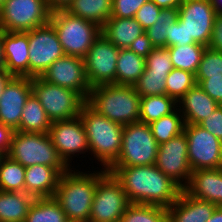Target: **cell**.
Segmentation results:
<instances>
[{
    "instance_id": "4fadbf2b",
    "label": "cell",
    "mask_w": 222,
    "mask_h": 222,
    "mask_svg": "<svg viewBox=\"0 0 222 222\" xmlns=\"http://www.w3.org/2000/svg\"><path fill=\"white\" fill-rule=\"evenodd\" d=\"M29 77L41 76L64 51L55 28L50 24L28 31Z\"/></svg>"
},
{
    "instance_id": "816d5d0a",
    "label": "cell",
    "mask_w": 222,
    "mask_h": 222,
    "mask_svg": "<svg viewBox=\"0 0 222 222\" xmlns=\"http://www.w3.org/2000/svg\"><path fill=\"white\" fill-rule=\"evenodd\" d=\"M3 40H4V30L0 28V70L5 69Z\"/></svg>"
},
{
    "instance_id": "2e32d148",
    "label": "cell",
    "mask_w": 222,
    "mask_h": 222,
    "mask_svg": "<svg viewBox=\"0 0 222 222\" xmlns=\"http://www.w3.org/2000/svg\"><path fill=\"white\" fill-rule=\"evenodd\" d=\"M154 165L182 189L188 185L193 171L188 161L187 136L184 132L159 145Z\"/></svg>"
},
{
    "instance_id": "c3c4849f",
    "label": "cell",
    "mask_w": 222,
    "mask_h": 222,
    "mask_svg": "<svg viewBox=\"0 0 222 222\" xmlns=\"http://www.w3.org/2000/svg\"><path fill=\"white\" fill-rule=\"evenodd\" d=\"M72 0H46V4L51 11L66 9Z\"/></svg>"
},
{
    "instance_id": "ba28073f",
    "label": "cell",
    "mask_w": 222,
    "mask_h": 222,
    "mask_svg": "<svg viewBox=\"0 0 222 222\" xmlns=\"http://www.w3.org/2000/svg\"><path fill=\"white\" fill-rule=\"evenodd\" d=\"M158 148L149 124L137 122L124 125L121 151L112 166L155 164Z\"/></svg>"
},
{
    "instance_id": "5b68a950",
    "label": "cell",
    "mask_w": 222,
    "mask_h": 222,
    "mask_svg": "<svg viewBox=\"0 0 222 222\" xmlns=\"http://www.w3.org/2000/svg\"><path fill=\"white\" fill-rule=\"evenodd\" d=\"M7 156L25 168L42 164L55 168L60 174L70 169L60 158L48 133L15 131Z\"/></svg>"
},
{
    "instance_id": "603a6c76",
    "label": "cell",
    "mask_w": 222,
    "mask_h": 222,
    "mask_svg": "<svg viewBox=\"0 0 222 222\" xmlns=\"http://www.w3.org/2000/svg\"><path fill=\"white\" fill-rule=\"evenodd\" d=\"M61 174L53 167L35 164L25 168L24 192L34 198L53 197Z\"/></svg>"
},
{
    "instance_id": "cb8c5ba5",
    "label": "cell",
    "mask_w": 222,
    "mask_h": 222,
    "mask_svg": "<svg viewBox=\"0 0 222 222\" xmlns=\"http://www.w3.org/2000/svg\"><path fill=\"white\" fill-rule=\"evenodd\" d=\"M145 30L135 18H110L101 27L103 34L118 49H128Z\"/></svg>"
},
{
    "instance_id": "1f68e13d",
    "label": "cell",
    "mask_w": 222,
    "mask_h": 222,
    "mask_svg": "<svg viewBox=\"0 0 222 222\" xmlns=\"http://www.w3.org/2000/svg\"><path fill=\"white\" fill-rule=\"evenodd\" d=\"M184 124L183 116L176 108L169 115L151 122L149 126L157 144L160 145L180 135L183 132Z\"/></svg>"
},
{
    "instance_id": "7bdbcfd3",
    "label": "cell",
    "mask_w": 222,
    "mask_h": 222,
    "mask_svg": "<svg viewBox=\"0 0 222 222\" xmlns=\"http://www.w3.org/2000/svg\"><path fill=\"white\" fill-rule=\"evenodd\" d=\"M198 125L210 132L213 136L222 141V105Z\"/></svg>"
},
{
    "instance_id": "3957f363",
    "label": "cell",
    "mask_w": 222,
    "mask_h": 222,
    "mask_svg": "<svg viewBox=\"0 0 222 222\" xmlns=\"http://www.w3.org/2000/svg\"><path fill=\"white\" fill-rule=\"evenodd\" d=\"M79 116L85 128L90 155L108 170L119 157L124 126L104 117L87 102Z\"/></svg>"
},
{
    "instance_id": "30bf717a",
    "label": "cell",
    "mask_w": 222,
    "mask_h": 222,
    "mask_svg": "<svg viewBox=\"0 0 222 222\" xmlns=\"http://www.w3.org/2000/svg\"><path fill=\"white\" fill-rule=\"evenodd\" d=\"M122 185L107 172L98 182L89 220L92 222H121L129 205Z\"/></svg>"
},
{
    "instance_id": "9a60e30c",
    "label": "cell",
    "mask_w": 222,
    "mask_h": 222,
    "mask_svg": "<svg viewBox=\"0 0 222 222\" xmlns=\"http://www.w3.org/2000/svg\"><path fill=\"white\" fill-rule=\"evenodd\" d=\"M60 158L69 168L79 154H90L85 128L80 116L68 120L53 121L48 132ZM75 156V157H74Z\"/></svg>"
},
{
    "instance_id": "6da1fadb",
    "label": "cell",
    "mask_w": 222,
    "mask_h": 222,
    "mask_svg": "<svg viewBox=\"0 0 222 222\" xmlns=\"http://www.w3.org/2000/svg\"><path fill=\"white\" fill-rule=\"evenodd\" d=\"M111 173L122 185L129 203L170 207L182 188L154 164L141 166H111Z\"/></svg>"
},
{
    "instance_id": "f907efd6",
    "label": "cell",
    "mask_w": 222,
    "mask_h": 222,
    "mask_svg": "<svg viewBox=\"0 0 222 222\" xmlns=\"http://www.w3.org/2000/svg\"><path fill=\"white\" fill-rule=\"evenodd\" d=\"M13 77L14 76L11 73L7 72L6 69H1L0 70V97L3 94L5 86L9 83V81Z\"/></svg>"
},
{
    "instance_id": "b9f144b4",
    "label": "cell",
    "mask_w": 222,
    "mask_h": 222,
    "mask_svg": "<svg viewBox=\"0 0 222 222\" xmlns=\"http://www.w3.org/2000/svg\"><path fill=\"white\" fill-rule=\"evenodd\" d=\"M196 83L209 97L222 105V77L196 79Z\"/></svg>"
},
{
    "instance_id": "4dcf8cb0",
    "label": "cell",
    "mask_w": 222,
    "mask_h": 222,
    "mask_svg": "<svg viewBox=\"0 0 222 222\" xmlns=\"http://www.w3.org/2000/svg\"><path fill=\"white\" fill-rule=\"evenodd\" d=\"M25 222H68V220L54 197H48L35 198Z\"/></svg>"
},
{
    "instance_id": "52a82bcc",
    "label": "cell",
    "mask_w": 222,
    "mask_h": 222,
    "mask_svg": "<svg viewBox=\"0 0 222 222\" xmlns=\"http://www.w3.org/2000/svg\"><path fill=\"white\" fill-rule=\"evenodd\" d=\"M32 93L52 122L78 117L87 102L78 92L51 84L40 76L32 77Z\"/></svg>"
},
{
    "instance_id": "4316f807",
    "label": "cell",
    "mask_w": 222,
    "mask_h": 222,
    "mask_svg": "<svg viewBox=\"0 0 222 222\" xmlns=\"http://www.w3.org/2000/svg\"><path fill=\"white\" fill-rule=\"evenodd\" d=\"M65 10L102 27L112 16V0H72Z\"/></svg>"
},
{
    "instance_id": "277c9868",
    "label": "cell",
    "mask_w": 222,
    "mask_h": 222,
    "mask_svg": "<svg viewBox=\"0 0 222 222\" xmlns=\"http://www.w3.org/2000/svg\"><path fill=\"white\" fill-rule=\"evenodd\" d=\"M87 103L104 117L123 126L139 122L140 96L134 86H96L90 90Z\"/></svg>"
},
{
    "instance_id": "484cf974",
    "label": "cell",
    "mask_w": 222,
    "mask_h": 222,
    "mask_svg": "<svg viewBox=\"0 0 222 222\" xmlns=\"http://www.w3.org/2000/svg\"><path fill=\"white\" fill-rule=\"evenodd\" d=\"M51 125L52 121L40 101L31 93L23 107L19 132L48 133Z\"/></svg>"
},
{
    "instance_id": "7dc6e473",
    "label": "cell",
    "mask_w": 222,
    "mask_h": 222,
    "mask_svg": "<svg viewBox=\"0 0 222 222\" xmlns=\"http://www.w3.org/2000/svg\"><path fill=\"white\" fill-rule=\"evenodd\" d=\"M14 130L0 122V152L8 154Z\"/></svg>"
},
{
    "instance_id": "9f6ffc18",
    "label": "cell",
    "mask_w": 222,
    "mask_h": 222,
    "mask_svg": "<svg viewBox=\"0 0 222 222\" xmlns=\"http://www.w3.org/2000/svg\"><path fill=\"white\" fill-rule=\"evenodd\" d=\"M78 222H92V221H90V220H87V221H78Z\"/></svg>"
},
{
    "instance_id": "7402d4cb",
    "label": "cell",
    "mask_w": 222,
    "mask_h": 222,
    "mask_svg": "<svg viewBox=\"0 0 222 222\" xmlns=\"http://www.w3.org/2000/svg\"><path fill=\"white\" fill-rule=\"evenodd\" d=\"M219 104L207 95L197 84L177 102L185 124H199L212 114Z\"/></svg>"
},
{
    "instance_id": "60d3db41",
    "label": "cell",
    "mask_w": 222,
    "mask_h": 222,
    "mask_svg": "<svg viewBox=\"0 0 222 222\" xmlns=\"http://www.w3.org/2000/svg\"><path fill=\"white\" fill-rule=\"evenodd\" d=\"M161 10L152 0H148L136 12L134 18L146 30L156 23Z\"/></svg>"
},
{
    "instance_id": "f35d334b",
    "label": "cell",
    "mask_w": 222,
    "mask_h": 222,
    "mask_svg": "<svg viewBox=\"0 0 222 222\" xmlns=\"http://www.w3.org/2000/svg\"><path fill=\"white\" fill-rule=\"evenodd\" d=\"M145 73L169 74L173 70L167 47L154 48L145 58Z\"/></svg>"
},
{
    "instance_id": "8d00e7d4",
    "label": "cell",
    "mask_w": 222,
    "mask_h": 222,
    "mask_svg": "<svg viewBox=\"0 0 222 222\" xmlns=\"http://www.w3.org/2000/svg\"><path fill=\"white\" fill-rule=\"evenodd\" d=\"M168 74L145 73L133 85L140 97L166 95V78Z\"/></svg>"
},
{
    "instance_id": "f6af8a7d",
    "label": "cell",
    "mask_w": 222,
    "mask_h": 222,
    "mask_svg": "<svg viewBox=\"0 0 222 222\" xmlns=\"http://www.w3.org/2000/svg\"><path fill=\"white\" fill-rule=\"evenodd\" d=\"M128 49L133 51L136 55L146 58L154 49V46L151 44L150 39L144 32L132 42Z\"/></svg>"
},
{
    "instance_id": "d6986e66",
    "label": "cell",
    "mask_w": 222,
    "mask_h": 222,
    "mask_svg": "<svg viewBox=\"0 0 222 222\" xmlns=\"http://www.w3.org/2000/svg\"><path fill=\"white\" fill-rule=\"evenodd\" d=\"M5 69L16 77H29L28 32H6L3 40Z\"/></svg>"
},
{
    "instance_id": "9c48e42d",
    "label": "cell",
    "mask_w": 222,
    "mask_h": 222,
    "mask_svg": "<svg viewBox=\"0 0 222 222\" xmlns=\"http://www.w3.org/2000/svg\"><path fill=\"white\" fill-rule=\"evenodd\" d=\"M46 0H5L0 5V28L6 32H28L50 22Z\"/></svg>"
},
{
    "instance_id": "681fc988",
    "label": "cell",
    "mask_w": 222,
    "mask_h": 222,
    "mask_svg": "<svg viewBox=\"0 0 222 222\" xmlns=\"http://www.w3.org/2000/svg\"><path fill=\"white\" fill-rule=\"evenodd\" d=\"M161 9L179 8L184 0H152Z\"/></svg>"
},
{
    "instance_id": "44dd1931",
    "label": "cell",
    "mask_w": 222,
    "mask_h": 222,
    "mask_svg": "<svg viewBox=\"0 0 222 222\" xmlns=\"http://www.w3.org/2000/svg\"><path fill=\"white\" fill-rule=\"evenodd\" d=\"M216 208L212 202L196 199L182 189L178 199L167 208V222H206Z\"/></svg>"
},
{
    "instance_id": "f1b7e54d",
    "label": "cell",
    "mask_w": 222,
    "mask_h": 222,
    "mask_svg": "<svg viewBox=\"0 0 222 222\" xmlns=\"http://www.w3.org/2000/svg\"><path fill=\"white\" fill-rule=\"evenodd\" d=\"M177 108V102L168 95L140 97L139 122L150 124L169 115Z\"/></svg>"
},
{
    "instance_id": "db71d44e",
    "label": "cell",
    "mask_w": 222,
    "mask_h": 222,
    "mask_svg": "<svg viewBox=\"0 0 222 222\" xmlns=\"http://www.w3.org/2000/svg\"><path fill=\"white\" fill-rule=\"evenodd\" d=\"M216 15H222V0H210Z\"/></svg>"
},
{
    "instance_id": "5bb4252c",
    "label": "cell",
    "mask_w": 222,
    "mask_h": 222,
    "mask_svg": "<svg viewBox=\"0 0 222 222\" xmlns=\"http://www.w3.org/2000/svg\"><path fill=\"white\" fill-rule=\"evenodd\" d=\"M215 16L210 0H184L178 8V20L185 28L186 45L208 47Z\"/></svg>"
},
{
    "instance_id": "bcb514c9",
    "label": "cell",
    "mask_w": 222,
    "mask_h": 222,
    "mask_svg": "<svg viewBox=\"0 0 222 222\" xmlns=\"http://www.w3.org/2000/svg\"><path fill=\"white\" fill-rule=\"evenodd\" d=\"M208 48L222 52V15H216Z\"/></svg>"
},
{
    "instance_id": "e0dca14e",
    "label": "cell",
    "mask_w": 222,
    "mask_h": 222,
    "mask_svg": "<svg viewBox=\"0 0 222 222\" xmlns=\"http://www.w3.org/2000/svg\"><path fill=\"white\" fill-rule=\"evenodd\" d=\"M40 77L51 84L72 89L88 100L91 87L85 72L84 58L64 55Z\"/></svg>"
},
{
    "instance_id": "ffe728a7",
    "label": "cell",
    "mask_w": 222,
    "mask_h": 222,
    "mask_svg": "<svg viewBox=\"0 0 222 222\" xmlns=\"http://www.w3.org/2000/svg\"><path fill=\"white\" fill-rule=\"evenodd\" d=\"M184 190L196 199L222 207V167L193 171Z\"/></svg>"
},
{
    "instance_id": "d590c367",
    "label": "cell",
    "mask_w": 222,
    "mask_h": 222,
    "mask_svg": "<svg viewBox=\"0 0 222 222\" xmlns=\"http://www.w3.org/2000/svg\"><path fill=\"white\" fill-rule=\"evenodd\" d=\"M196 84L195 74L173 68L166 78V95L178 102Z\"/></svg>"
},
{
    "instance_id": "f546056e",
    "label": "cell",
    "mask_w": 222,
    "mask_h": 222,
    "mask_svg": "<svg viewBox=\"0 0 222 222\" xmlns=\"http://www.w3.org/2000/svg\"><path fill=\"white\" fill-rule=\"evenodd\" d=\"M206 48L199 43L167 47L173 68L186 70L193 74H196Z\"/></svg>"
},
{
    "instance_id": "74e56055",
    "label": "cell",
    "mask_w": 222,
    "mask_h": 222,
    "mask_svg": "<svg viewBox=\"0 0 222 222\" xmlns=\"http://www.w3.org/2000/svg\"><path fill=\"white\" fill-rule=\"evenodd\" d=\"M222 77V52L205 49L195 79Z\"/></svg>"
},
{
    "instance_id": "8fae6325",
    "label": "cell",
    "mask_w": 222,
    "mask_h": 222,
    "mask_svg": "<svg viewBox=\"0 0 222 222\" xmlns=\"http://www.w3.org/2000/svg\"><path fill=\"white\" fill-rule=\"evenodd\" d=\"M192 171L222 167V141L198 124H184Z\"/></svg>"
},
{
    "instance_id": "7a4b0ae2",
    "label": "cell",
    "mask_w": 222,
    "mask_h": 222,
    "mask_svg": "<svg viewBox=\"0 0 222 222\" xmlns=\"http://www.w3.org/2000/svg\"><path fill=\"white\" fill-rule=\"evenodd\" d=\"M99 170L83 172L70 168L61 174L53 197L68 222L89 220L97 182L107 173L106 169Z\"/></svg>"
},
{
    "instance_id": "8992f818",
    "label": "cell",
    "mask_w": 222,
    "mask_h": 222,
    "mask_svg": "<svg viewBox=\"0 0 222 222\" xmlns=\"http://www.w3.org/2000/svg\"><path fill=\"white\" fill-rule=\"evenodd\" d=\"M49 23L55 28L65 55L84 58L101 35L99 25L74 16L65 9L51 11Z\"/></svg>"
},
{
    "instance_id": "836d02e7",
    "label": "cell",
    "mask_w": 222,
    "mask_h": 222,
    "mask_svg": "<svg viewBox=\"0 0 222 222\" xmlns=\"http://www.w3.org/2000/svg\"><path fill=\"white\" fill-rule=\"evenodd\" d=\"M178 19V8L162 9L156 23L145 30L154 48L167 47L170 25Z\"/></svg>"
},
{
    "instance_id": "d6a6232c",
    "label": "cell",
    "mask_w": 222,
    "mask_h": 222,
    "mask_svg": "<svg viewBox=\"0 0 222 222\" xmlns=\"http://www.w3.org/2000/svg\"><path fill=\"white\" fill-rule=\"evenodd\" d=\"M25 167L7 155L0 163V190L24 192Z\"/></svg>"
},
{
    "instance_id": "d4e9b609",
    "label": "cell",
    "mask_w": 222,
    "mask_h": 222,
    "mask_svg": "<svg viewBox=\"0 0 222 222\" xmlns=\"http://www.w3.org/2000/svg\"><path fill=\"white\" fill-rule=\"evenodd\" d=\"M34 200L25 192L0 190V222H25Z\"/></svg>"
},
{
    "instance_id": "ac0fdd59",
    "label": "cell",
    "mask_w": 222,
    "mask_h": 222,
    "mask_svg": "<svg viewBox=\"0 0 222 222\" xmlns=\"http://www.w3.org/2000/svg\"><path fill=\"white\" fill-rule=\"evenodd\" d=\"M31 93L32 77L14 76L0 97V122L14 131H19L23 107Z\"/></svg>"
},
{
    "instance_id": "83f0119b",
    "label": "cell",
    "mask_w": 222,
    "mask_h": 222,
    "mask_svg": "<svg viewBox=\"0 0 222 222\" xmlns=\"http://www.w3.org/2000/svg\"><path fill=\"white\" fill-rule=\"evenodd\" d=\"M145 58L129 49H119L116 84L133 86L145 70Z\"/></svg>"
},
{
    "instance_id": "7c38bea8",
    "label": "cell",
    "mask_w": 222,
    "mask_h": 222,
    "mask_svg": "<svg viewBox=\"0 0 222 222\" xmlns=\"http://www.w3.org/2000/svg\"><path fill=\"white\" fill-rule=\"evenodd\" d=\"M119 49L101 34L84 57L85 72L92 88L116 84V66Z\"/></svg>"
},
{
    "instance_id": "e575fe53",
    "label": "cell",
    "mask_w": 222,
    "mask_h": 222,
    "mask_svg": "<svg viewBox=\"0 0 222 222\" xmlns=\"http://www.w3.org/2000/svg\"><path fill=\"white\" fill-rule=\"evenodd\" d=\"M121 222H167V208L130 203L122 215Z\"/></svg>"
},
{
    "instance_id": "ab89813d",
    "label": "cell",
    "mask_w": 222,
    "mask_h": 222,
    "mask_svg": "<svg viewBox=\"0 0 222 222\" xmlns=\"http://www.w3.org/2000/svg\"><path fill=\"white\" fill-rule=\"evenodd\" d=\"M148 0H112L111 18H133Z\"/></svg>"
},
{
    "instance_id": "ee69618b",
    "label": "cell",
    "mask_w": 222,
    "mask_h": 222,
    "mask_svg": "<svg viewBox=\"0 0 222 222\" xmlns=\"http://www.w3.org/2000/svg\"><path fill=\"white\" fill-rule=\"evenodd\" d=\"M175 45H186V32L183 24L177 19L170 25L169 35L167 36V47Z\"/></svg>"
},
{
    "instance_id": "f5cc1de1",
    "label": "cell",
    "mask_w": 222,
    "mask_h": 222,
    "mask_svg": "<svg viewBox=\"0 0 222 222\" xmlns=\"http://www.w3.org/2000/svg\"><path fill=\"white\" fill-rule=\"evenodd\" d=\"M206 222H222V207H217Z\"/></svg>"
},
{
    "instance_id": "11a10c76",
    "label": "cell",
    "mask_w": 222,
    "mask_h": 222,
    "mask_svg": "<svg viewBox=\"0 0 222 222\" xmlns=\"http://www.w3.org/2000/svg\"><path fill=\"white\" fill-rule=\"evenodd\" d=\"M5 156H6V155H5L4 153L0 152V163H1L2 159H3Z\"/></svg>"
}]
</instances>
